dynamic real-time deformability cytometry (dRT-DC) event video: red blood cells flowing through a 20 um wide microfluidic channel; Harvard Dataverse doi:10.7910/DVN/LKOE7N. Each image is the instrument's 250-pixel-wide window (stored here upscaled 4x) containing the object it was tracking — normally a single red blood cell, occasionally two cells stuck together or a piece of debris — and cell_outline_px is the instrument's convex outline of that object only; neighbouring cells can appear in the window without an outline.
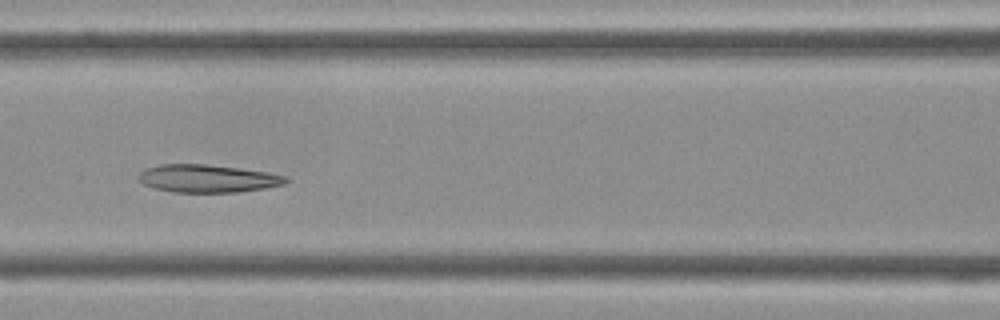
{"species": "Egyptian fruit bat (a non-hibernating species)", "species_latin": "Rousettus aegyptiacus", "temperature_condition": "cold", "stored_images_in_passage": 43, "camera_frame_rate_fps": 3000, "um_per_image_px": 0.085, "frame": {"image": 1, "passage_image": 18, "time_ms": 5.667, "image_size_px": [1000, 320], "cell_outline_px": [[288, 180], [284, 184], [264, 188], [240, 192], [172, 192], [156, 188], [144, 184], [136, 176], [144, 168], [160, 164], [204, 164], [240, 168], [268, 172], [288, 176]], "centroid_in_image_um": [17.64, 15.16], "position_along_channel_um": 149.0, "area_um2": 23.93}}
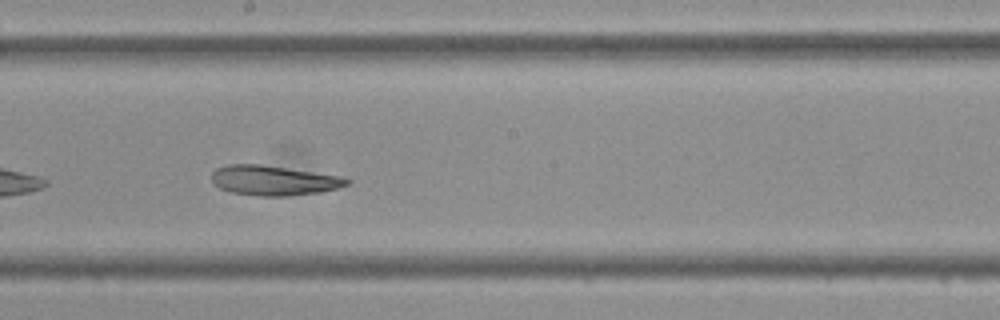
{"frame": {"image": 2, "passage_image": 23, "time_ms": 7.333, "image_size_px": [1000, 320], "cell_outline_px": [[352, 180], [348, 184], [340, 188], [320, 192], [284, 196], [260, 196], [232, 192], [220, 188], [212, 184], [212, 172], [216, 168], [228, 164], [260, 164], [344, 176]], "centroid_in_image_um": [23.29, 15.33], "position_along_channel_um": 224.9, "area_um2": 23.7}}
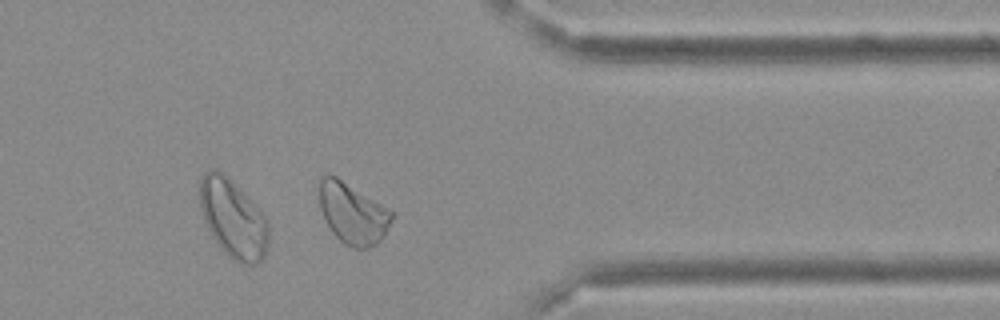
{"frame": {"image": 3, "passage_image": 34, "time_ms": 11.0, "image_size_px": [1000, 320], "cell_outline_px": [[396, 212], [384, 236], [376, 244], [368, 248], [352, 248], [344, 244], [332, 232], [320, 208], [320, 176], [336, 176]], "centroid_in_image_um": [30.03, 18.15], "position_along_channel_um": 381.4, "area_um2": 25.66}}